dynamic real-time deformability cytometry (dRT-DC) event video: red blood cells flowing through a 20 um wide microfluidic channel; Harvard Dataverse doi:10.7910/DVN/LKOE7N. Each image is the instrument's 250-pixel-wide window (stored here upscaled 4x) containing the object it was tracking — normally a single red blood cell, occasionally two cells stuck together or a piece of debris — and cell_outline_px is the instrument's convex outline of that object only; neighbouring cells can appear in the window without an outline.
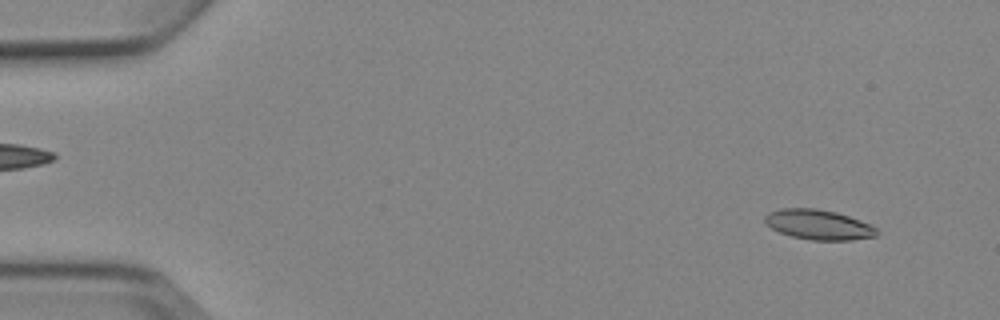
{"species": "Egyptian fruit bat (a non-hibernating species)", "species_latin": "Rousettus aegyptiacus", "temperature_condition": "cold", "stored_images_in_passage": 5, "segment_of_instrument_passage": [2, 2], "camera_frame_rate_fps": 3000, "um_per_image_px": 0.085, "animal": {"sex": "female"}, "frame": {"image": 1, "passage_image": 5, "time_ms": 5.333, "image_size_px": [1000, 320], "cell_outline_px": [[880, 232], [876, 236], [852, 240], [812, 240], [792, 236], [780, 232], [764, 224], [764, 216], [768, 212], [780, 208], [816, 208], [836, 212], [872, 224]], "centroid_in_image_um": [69.58, 19.09], "position_along_channel_um": 15.4, "area_um2": 19.71}}